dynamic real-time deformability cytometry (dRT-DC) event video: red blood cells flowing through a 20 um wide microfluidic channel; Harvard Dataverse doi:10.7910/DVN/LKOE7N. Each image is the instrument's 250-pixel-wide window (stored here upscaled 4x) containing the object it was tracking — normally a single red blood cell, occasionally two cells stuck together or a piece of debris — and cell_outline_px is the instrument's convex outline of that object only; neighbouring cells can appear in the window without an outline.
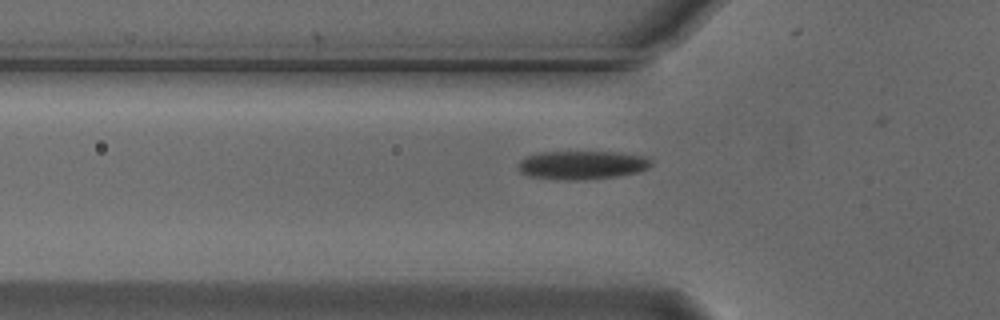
{"species": "Egyptian fruit bat (a non-hibernating species)", "species_latin": "Rousettus aegyptiacus", "temperature_condition": "cold", "stored_images_in_passage": 28, "camera_frame_rate_fps": 3000, "um_per_image_px": 0.085, "animal": {"sex": "male"}, "frame": {"image": 1, "passage_image": 7, "time_ms": 2.0, "image_size_px": [1000, 320], "cell_outline_px": [[652, 164], [648, 168], [640, 172], [616, 176], [580, 180], [560, 180], [528, 176], [520, 172], [520, 160], [528, 156], [540, 152], [620, 152], [644, 156], [652, 160]], "centroid_in_image_um": [49.51, 14.03], "position_along_channel_um": 76.3, "area_um2": 22.14}}
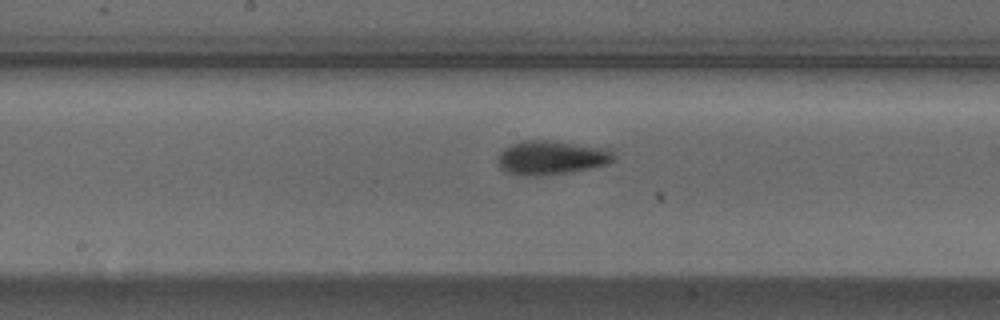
{"frame": {"image": 2, "passage_image": 17, "time_ms": 5.333, "image_size_px": [1000, 320], "cell_outline_px": [[612, 160], [608, 164], [572, 172], [536, 176], [524, 176], [508, 172], [500, 168], [496, 160], [500, 152], [504, 148], [520, 140], [544, 140], [608, 148], [612, 152]], "centroid_in_image_um": [46.81, 13.4], "position_along_channel_um": 201.4, "area_um2": 22.89}}
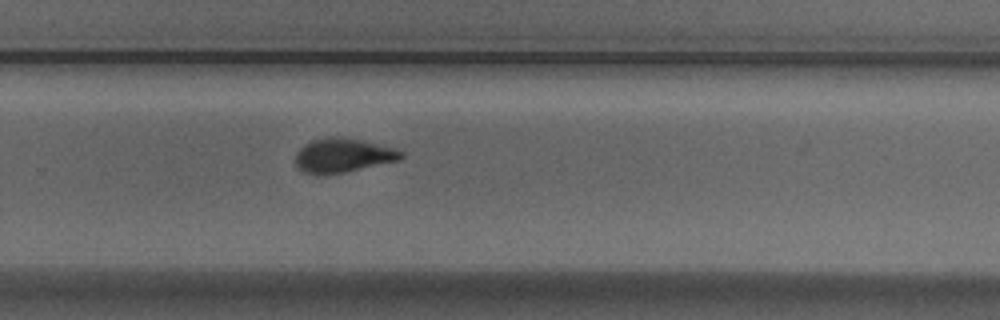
{"frame": {"image": 3, "passage_image": 25, "time_ms": 8.0, "image_size_px": [1000, 320], "cell_outline_px": [[404, 156], [400, 160], [344, 172], [304, 172], [296, 168], [296, 152], [304, 144], [312, 140], [332, 136], [340, 136], [364, 140], [396, 148], [404, 152]], "centroid_in_image_um": [29.2, 13.16], "position_along_channel_um": 300.6, "area_um2": 20.81}}